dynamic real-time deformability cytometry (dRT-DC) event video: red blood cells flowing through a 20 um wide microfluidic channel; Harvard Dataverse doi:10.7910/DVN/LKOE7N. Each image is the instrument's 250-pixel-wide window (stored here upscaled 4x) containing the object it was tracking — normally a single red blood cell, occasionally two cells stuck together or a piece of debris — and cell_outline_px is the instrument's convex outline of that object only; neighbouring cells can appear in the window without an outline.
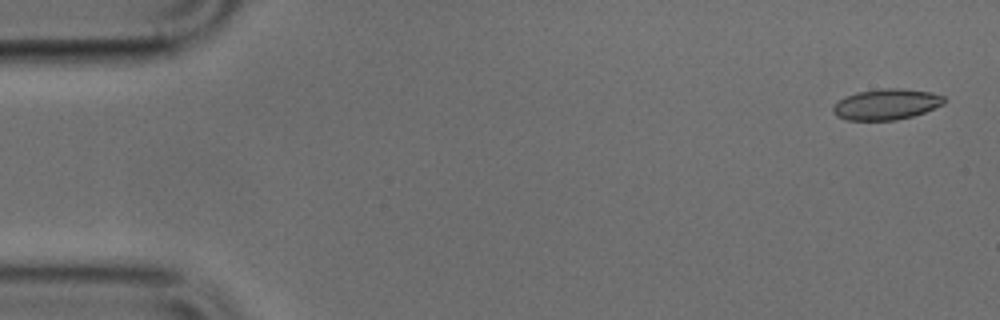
{"species": "common noctule bat (a hibernating species)", "species_latin": "Nyctalus noctula", "temperature_condition": "cold", "stored_images_in_passage": 48, "camera_frame_rate_fps": 3000, "um_per_image_px": 0.085, "animal": {"sex": "male", "body_mass_g": 17.9, "forearm_length_mm": 54.2}, "frame": {"image": 1, "passage_image": 2, "time_ms": 0.333, "image_size_px": [1000, 320], "cell_outline_px": [[944, 104], [924, 112], [912, 116], [896, 120], [844, 120], [836, 116], [832, 112], [832, 108], [840, 100], [856, 92], [880, 88], [904, 88], [932, 92], [944, 96]], "centroid_in_image_um": [75.34, 8.86], "position_along_channel_um": 9.7, "area_um2": 20.0}}
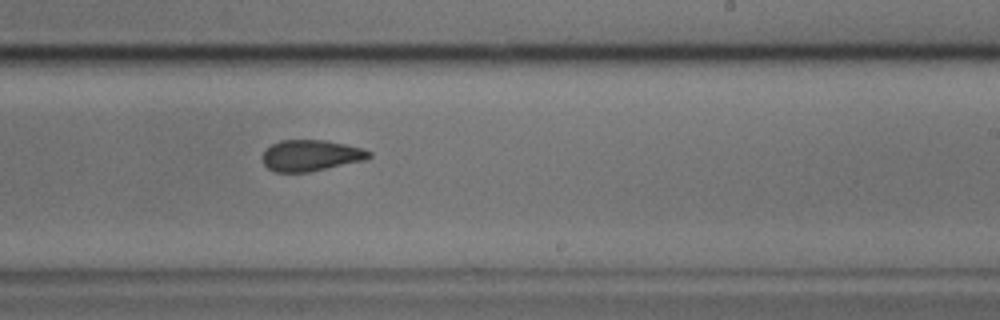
{"frame": {"image": 2, "passage_image": 30, "time_ms": 9.667, "image_size_px": [1000, 320], "cell_outline_px": [[372, 156], [364, 160], [308, 172], [276, 172], [268, 168], [264, 164], [260, 156], [272, 144], [280, 140], [324, 140], [364, 148], [372, 152]], "centroid_in_image_um": [26.41, 13.21], "position_along_channel_um": 262.6, "area_um2": 19.31}}
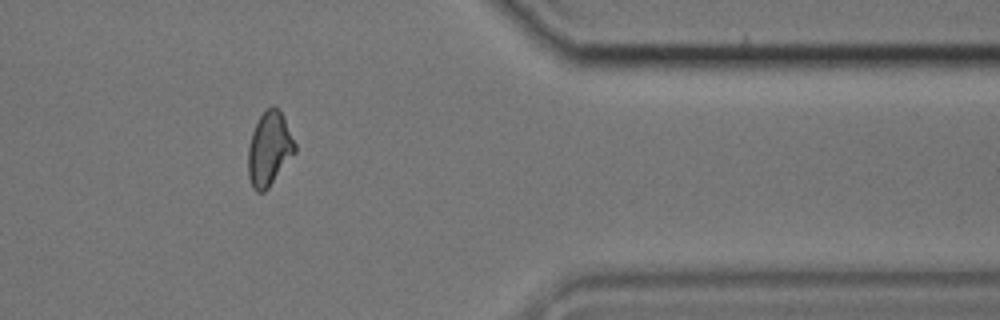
{"frame": {"image": 3, "passage_image": 41, "time_ms": 13.333, "image_size_px": [1000, 320], "cell_outline_px": [[296, 152], [268, 188], [264, 192], [256, 192], [252, 188], [248, 176], [248, 144], [252, 132], [260, 116], [272, 104], [280, 108], [296, 144]], "centroid_in_image_um": [22.89, 12.65], "position_along_channel_um": 388.5, "area_um2": 20.35}}